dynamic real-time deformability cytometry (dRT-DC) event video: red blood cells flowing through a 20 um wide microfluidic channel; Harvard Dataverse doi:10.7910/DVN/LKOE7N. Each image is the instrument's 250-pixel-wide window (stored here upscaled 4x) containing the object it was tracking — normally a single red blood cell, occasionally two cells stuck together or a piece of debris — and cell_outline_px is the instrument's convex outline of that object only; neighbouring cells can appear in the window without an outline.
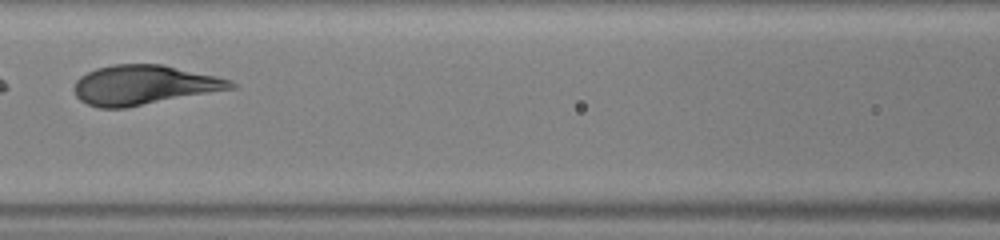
{"species": "human", "species_latin": "Homo sapiens", "temperature_condition": "warm", "stored_images_in_passage": 28, "camera_frame_rate_fps": 3000, "um_per_image_px": 0.085, "donor": {"sex": "male"}, "frame": {"image": 1, "passage_image": 11, "time_ms": 3.333, "image_size_px": [1000, 240], "cell_outline_px": [[236, 88], [124, 108], [100, 108], [88, 104], [80, 100], [76, 96], [72, 88], [76, 80], [80, 76], [96, 68], [112, 64], [160, 64], [216, 76], [232, 80], [236, 84]], "centroid_in_image_um": [12.2, 7.22], "position_along_channel_um": 154.4, "area_um2": 36.07}}
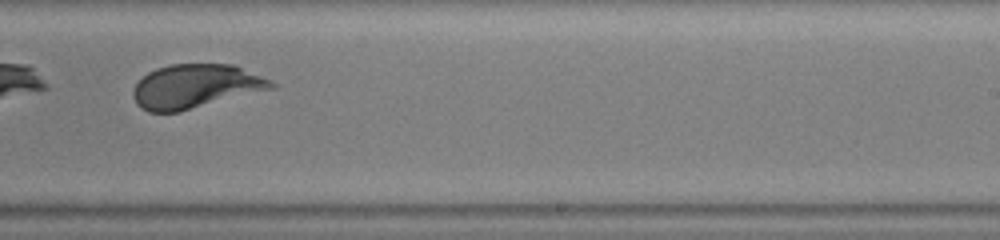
{"frame": {"image": 2, "passage_image": 19, "time_ms": 6.0, "image_size_px": [1000, 240], "cell_outline_px": [[276, 88], [180, 112], [148, 112], [140, 108], [136, 104], [132, 96], [132, 92], [136, 84], [148, 72], [156, 68], [172, 64], [232, 64], [272, 80], [276, 84]], "centroid_in_image_um": [16.63, 7.35], "position_along_channel_um": 272.4, "area_um2": 35.66}}
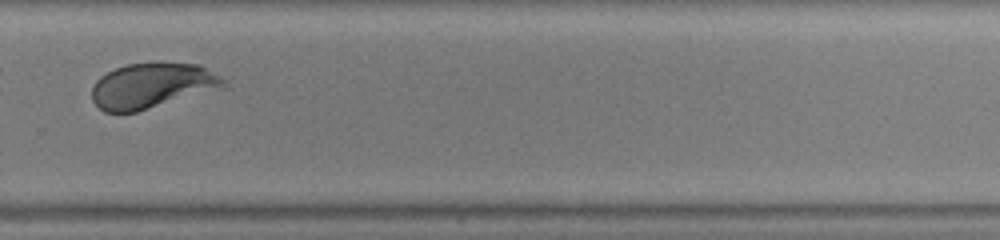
{"frame": {"image": 3, "passage_image": 22, "time_ms": 7.0, "image_size_px": [1000, 240], "cell_outline_px": [[228, 88], [136, 112], [104, 112], [92, 100], [92, 88], [96, 80], [100, 76], [116, 68], [128, 64], [200, 64], [228, 80]], "centroid_in_image_um": [13.02, 7.31], "position_along_channel_um": 316.8, "area_um2": 34.97}}